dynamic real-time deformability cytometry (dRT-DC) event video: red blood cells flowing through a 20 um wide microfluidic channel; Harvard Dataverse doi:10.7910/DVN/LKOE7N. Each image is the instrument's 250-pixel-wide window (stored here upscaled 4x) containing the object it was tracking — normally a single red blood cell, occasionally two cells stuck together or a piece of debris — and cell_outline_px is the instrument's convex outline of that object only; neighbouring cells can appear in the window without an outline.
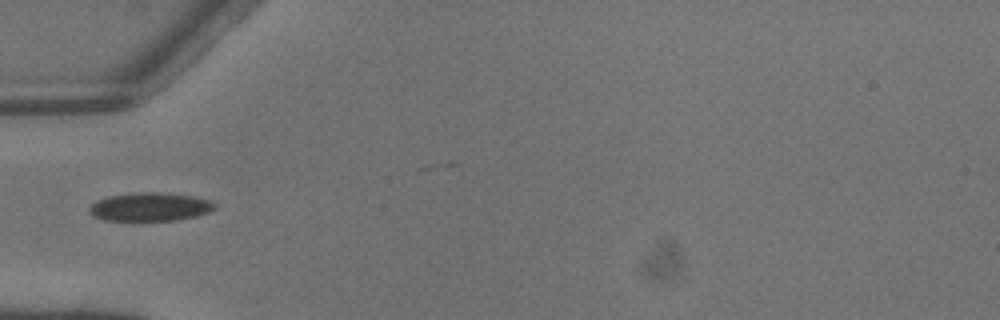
{"species": "common noctule bat (a hibernating species)", "species_latin": "Nyctalus noctula", "temperature_condition": "warm", "stored_images_in_passage": 3, "camera_frame_rate_fps": 3000, "um_per_image_px": 0.085, "animal": {"sex": "male", "body_mass_g": 13.3}, "frame": {"image": 1, "passage_image": 2, "time_ms": 0.333, "image_size_px": [1000, 320], "cell_outline_px": [[216, 208], [208, 212], [196, 216], [176, 220], [104, 220], [92, 216], [88, 212], [88, 208], [96, 200], [108, 196], [136, 192], [160, 192], [196, 196], [208, 200], [216, 204]], "centroid_in_image_um": [12.73, 17.57], "position_along_channel_um": 72.3, "area_um2": 20.92}}
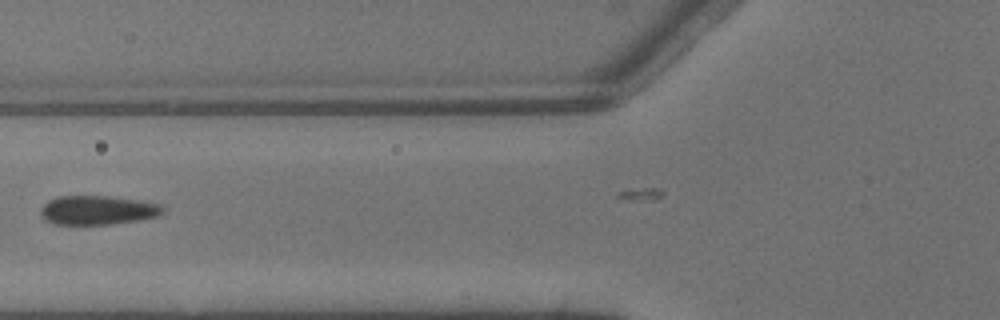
{"frame": {"image": 2, "passage_image": 3, "time_ms": 0.667, "image_size_px": [1000, 320], "cell_outline_px": [[164, 212], [156, 216], [136, 220], [112, 224], [56, 224], [44, 220], [40, 212], [40, 208], [48, 200], [56, 196], [108, 196], [136, 200], [160, 204], [164, 208]], "centroid_in_image_um": [8.25, 17.86], "position_along_channel_um": 117.6, "area_um2": 20.58}}